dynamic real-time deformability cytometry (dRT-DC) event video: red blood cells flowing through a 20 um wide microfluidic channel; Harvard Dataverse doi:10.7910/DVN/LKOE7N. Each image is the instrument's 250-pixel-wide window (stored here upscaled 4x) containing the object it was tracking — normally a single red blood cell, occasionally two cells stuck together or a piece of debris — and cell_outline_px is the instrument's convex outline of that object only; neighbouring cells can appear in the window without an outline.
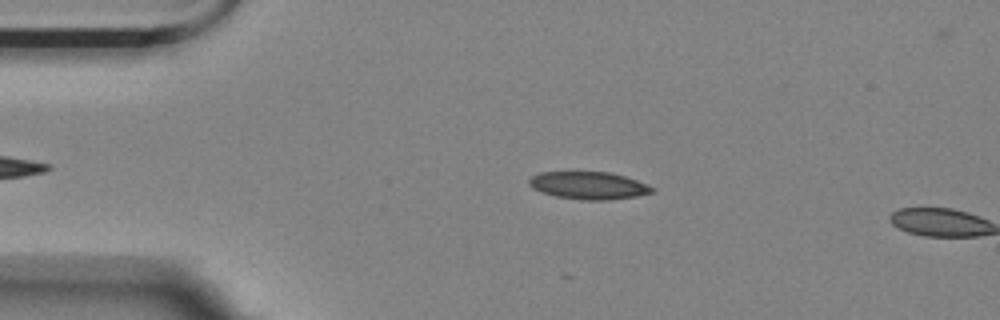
{"species": "Egyptian fruit bat (a non-hibernating species)", "species_latin": "Rousettus aegyptiacus", "temperature_condition": "room temperature", "stored_images_in_passage": 2, "camera_frame_rate_fps": 3000, "um_per_image_px": 0.085, "animal": {"sex": "female"}, "frame": {"image": 1, "passage_image": 1, "time_ms": 0.0, "image_size_px": [1000, 320], "cell_outline_px": [[656, 188], [652, 192], [636, 196], [608, 200], [588, 200], [556, 196], [532, 188], [528, 184], [528, 180], [532, 176], [540, 172], [608, 172], [624, 176], [636, 180]], "centroid_in_image_um": [50.03, 15.76], "position_along_channel_um": 35.0, "area_um2": 19.48}}